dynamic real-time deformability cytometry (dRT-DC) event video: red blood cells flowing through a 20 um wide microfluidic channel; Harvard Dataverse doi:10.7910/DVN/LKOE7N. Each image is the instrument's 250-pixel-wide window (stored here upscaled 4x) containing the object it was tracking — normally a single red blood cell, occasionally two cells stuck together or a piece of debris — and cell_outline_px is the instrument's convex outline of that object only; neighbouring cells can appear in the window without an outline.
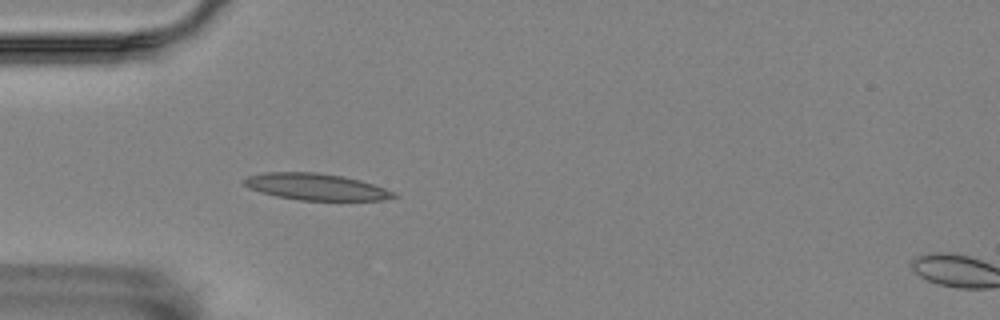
{"species": "Egyptian fruit bat (a non-hibernating species)", "species_latin": "Rousettus aegyptiacus", "temperature_condition": "room temperature", "stored_images_in_passage": 52, "camera_frame_rate_fps": 3000, "um_per_image_px": 0.085, "animal": {"sex": "female"}, "frame": {"image": 1, "passage_image": 12, "time_ms": 3.667, "image_size_px": [1000, 320], "cell_outline_px": [[400, 196], [380, 200], [300, 200], [276, 196], [260, 192], [248, 188], [240, 184], [240, 180], [248, 176], [264, 172], [316, 172], [344, 176], [360, 180], [396, 192]], "centroid_in_image_um": [26.8, 15.87], "position_along_channel_um": 58.2, "area_um2": 23.41}}
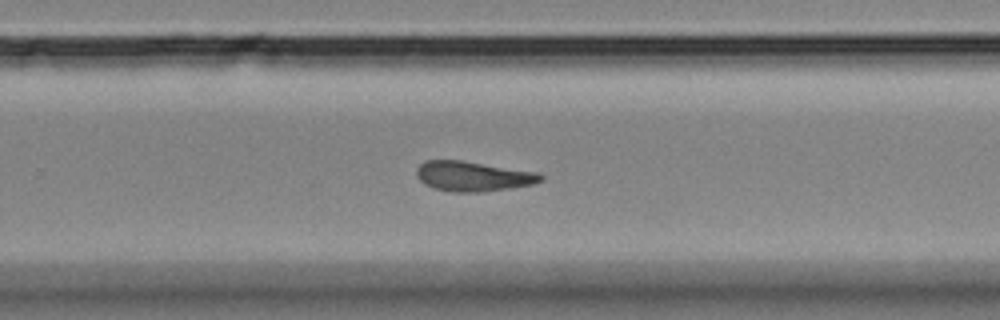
{"frame": {"image": 2, "passage_image": 32, "time_ms": 10.333, "image_size_px": [1000, 320], "cell_outline_px": [[544, 180], [536, 184], [480, 192], [452, 192], [432, 188], [424, 184], [416, 176], [416, 168], [424, 160], [460, 160], [540, 172], [544, 176]], "centroid_in_image_um": [40.22, 14.98], "position_along_channel_um": 289.6, "area_um2": 21.96}}
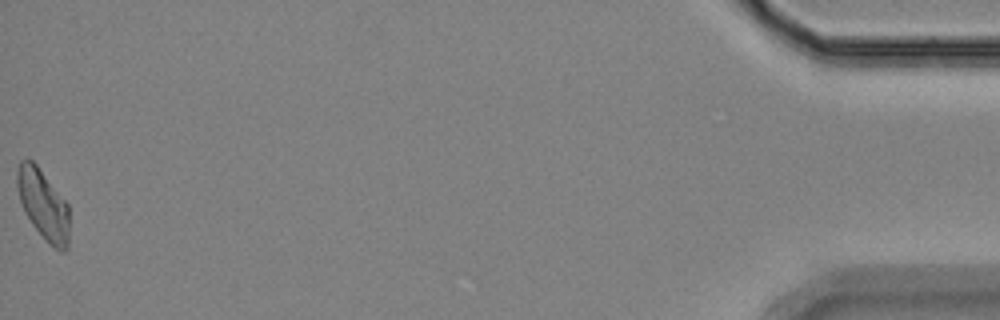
{"frame": {"image": 3, "passage_image": 52, "time_ms": 17.0, "image_size_px": [1000, 320], "cell_outline_px": [[68, 248], [64, 252], [60, 252], [48, 244], [32, 224], [24, 212], [20, 200], [16, 184], [16, 172], [20, 160], [32, 160], [36, 164], [68, 204]], "centroid_in_image_um": [3.66, 17.41], "position_along_channel_um": 431.5, "area_um2": 21.27}, "authors_computed_cell_mechanics": {"area_um2": 21.675, "velocity_mm_per_s": 3.5271, "shape_relaxation_time_tau1_ms": null, "shape_relaxation_time_tau2_ms": 11.0299, "deformation_change_tau1": null, "deformation_change_tau2": 0.234}}